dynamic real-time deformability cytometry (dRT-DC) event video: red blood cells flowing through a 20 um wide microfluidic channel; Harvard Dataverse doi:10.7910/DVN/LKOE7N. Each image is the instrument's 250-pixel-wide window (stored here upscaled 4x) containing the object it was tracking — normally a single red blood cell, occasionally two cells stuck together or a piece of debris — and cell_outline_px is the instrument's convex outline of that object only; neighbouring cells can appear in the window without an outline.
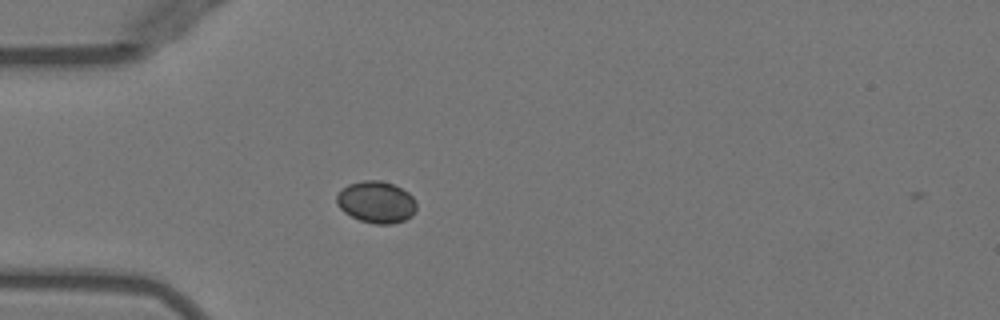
{"species": "Egyptian fruit bat (a non-hibernating species)", "species_latin": "Rousettus aegyptiacus", "temperature_condition": "warm", "stored_images_in_passage": 4, "camera_frame_rate_fps": 3000, "um_per_image_px": 0.085, "animal": {"sex": "female"}, "frame": {"image": 1, "passage_image": 1, "time_ms": 0.0, "image_size_px": [1000, 320], "cell_outline_px": [[416, 208], [412, 216], [404, 220], [392, 224], [376, 224], [360, 220], [344, 212], [336, 204], [336, 196], [348, 184], [364, 180], [380, 180], [392, 184], [408, 192], [412, 196], [416, 204]], "centroid_in_image_um": [31.98, 17.18], "position_along_channel_um": 53.0, "area_um2": 19.31}}